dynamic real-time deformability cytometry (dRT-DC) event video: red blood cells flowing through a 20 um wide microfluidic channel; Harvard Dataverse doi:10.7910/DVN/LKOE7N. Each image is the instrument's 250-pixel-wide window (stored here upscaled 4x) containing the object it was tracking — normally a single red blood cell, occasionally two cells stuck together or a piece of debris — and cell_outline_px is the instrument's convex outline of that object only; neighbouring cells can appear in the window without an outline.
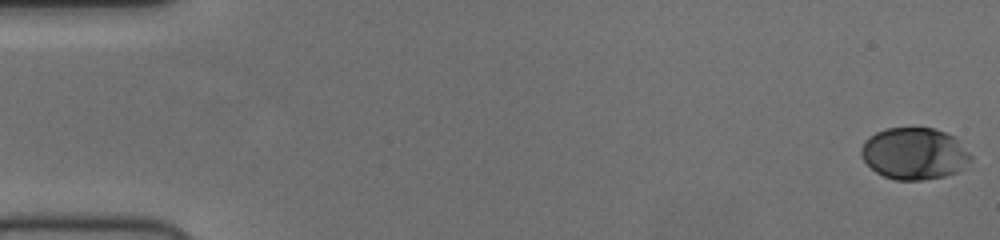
{"species": "human", "species_latin": "Homo sapiens", "temperature_condition": "cold", "stored_images_in_passage": 53, "camera_frame_rate_fps": 3000, "um_per_image_px": 0.085, "donor": {"sex": "female"}, "frame": {"image": 1, "passage_image": 1, "time_ms": 0.0, "image_size_px": [1000, 240], "cell_outline_px": [[972, 160], [960, 172], [944, 176], [920, 180], [896, 180], [884, 176], [876, 172], [860, 156], [860, 148], [864, 140], [868, 136], [884, 128], [936, 128], [952, 136], [972, 156]], "centroid_in_image_um": [77.69, 13.06], "position_along_channel_um": 7.3, "area_um2": 33.18}}
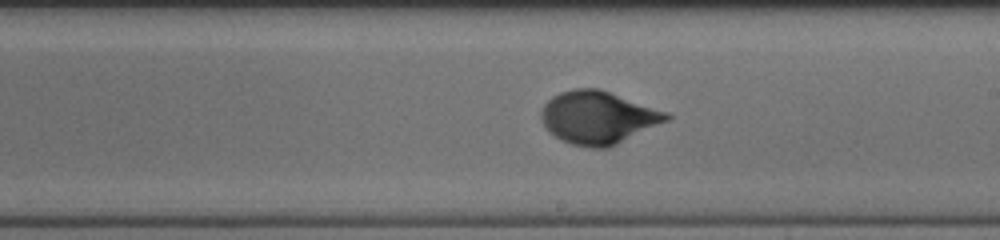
{"frame": {"image": 2, "passage_image": 31, "time_ms": 10.0, "image_size_px": [1000, 240], "cell_outline_px": [[672, 116], [668, 120], [608, 148], [588, 148], [572, 144], [560, 140], [548, 132], [540, 120], [540, 112], [544, 104], [552, 96], [560, 92], [572, 88], [600, 88], [668, 112]], "centroid_in_image_um": [50.8, 9.98], "position_along_channel_um": 238.2, "area_um2": 38.78}}
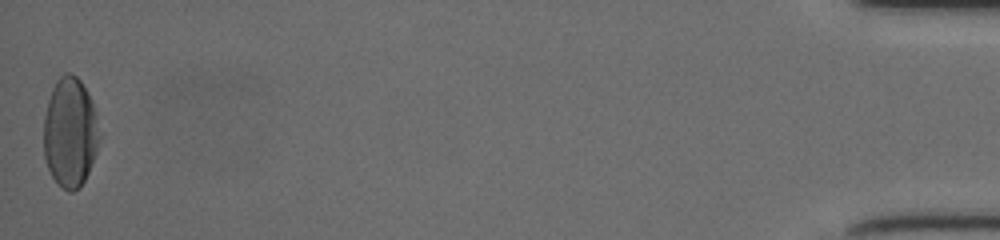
{"frame": {"image": 3, "passage_image": 53, "time_ms": 17.333, "image_size_px": [1000, 240], "cell_outline_px": [[100, 136], [96, 152], [88, 172], [80, 188], [72, 192], [68, 192], [52, 176], [48, 168], [44, 156], [44, 116], [48, 100], [52, 88], [56, 80], [64, 72], [68, 72], [76, 76], [80, 80], [88, 92], [92, 100]], "centroid_in_image_um": [5.95, 11.23], "position_along_channel_um": 429.2, "area_um2": 35.55}}